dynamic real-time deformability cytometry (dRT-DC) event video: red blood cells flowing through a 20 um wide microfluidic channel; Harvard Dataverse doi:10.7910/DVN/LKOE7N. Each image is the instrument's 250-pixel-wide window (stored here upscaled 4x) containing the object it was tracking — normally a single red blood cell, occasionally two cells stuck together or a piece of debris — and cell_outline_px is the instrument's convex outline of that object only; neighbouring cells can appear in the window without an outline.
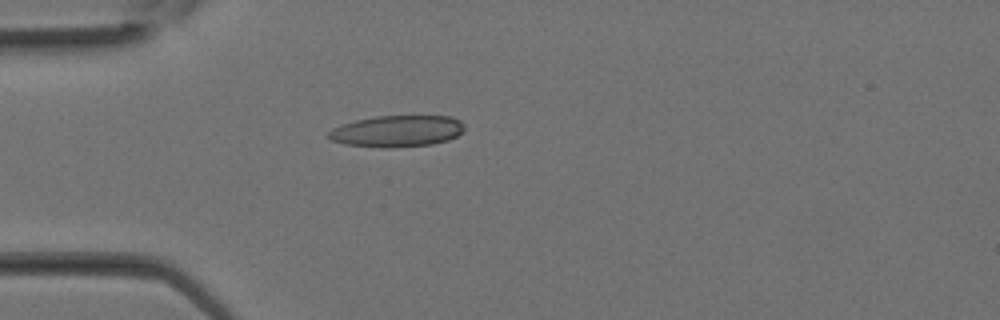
{"species": "Egyptian fruit bat (a non-hibernating species)", "species_latin": "Rousettus aegyptiacus", "temperature_condition": "room temperature", "stored_images_in_passage": 20, "camera_frame_rate_fps": 3000, "um_per_image_px": 0.085, "animal": {"sex": "female"}, "frame": {"image": 1, "passage_image": 1, "time_ms": 0.0, "image_size_px": [1000, 320], "cell_outline_px": [[464, 132], [448, 140], [432, 144], [392, 148], [380, 148], [344, 144], [332, 140], [328, 136], [328, 132], [332, 128], [340, 124], [356, 120], [376, 116], [452, 116], [460, 120], [464, 124]], "centroid_in_image_um": [33.76, 11.15], "position_along_channel_um": 51.2, "area_um2": 25.2}}
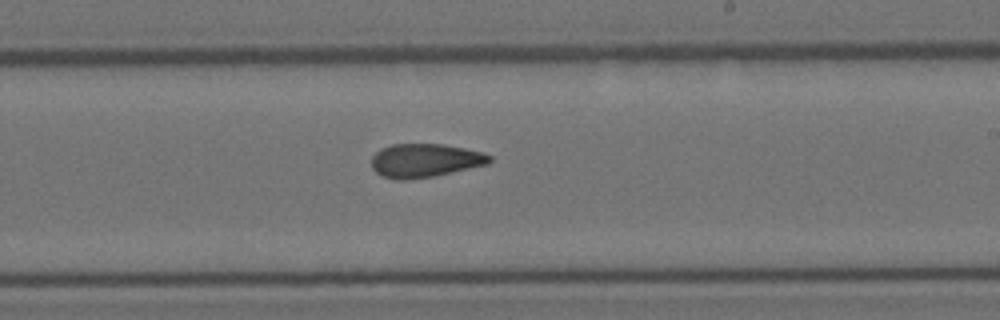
{"frame": {"image": 2, "passage_image": 11, "time_ms": 3.333, "image_size_px": [1000, 320], "cell_outline_px": [[492, 160], [488, 164], [432, 176], [404, 180], [396, 180], [384, 176], [376, 172], [372, 168], [372, 156], [380, 148], [392, 144], [440, 144], [464, 148], [484, 152], [492, 156]], "centroid_in_image_um": [36.12, 13.63], "position_along_channel_um": 252.9, "area_um2": 23.0}}
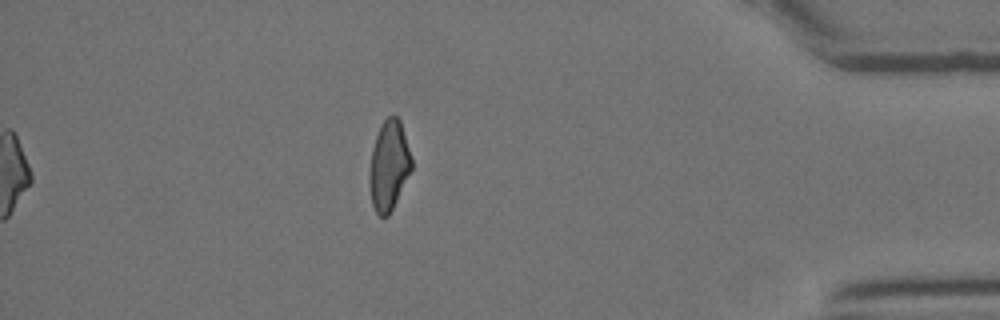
{"frame": {"image": 3, "passage_image": 20, "time_ms": 6.333, "image_size_px": [1000, 320], "cell_outline_px": [[412, 168], [388, 216], [380, 216], [376, 212], [372, 204], [368, 180], [368, 172], [372, 148], [380, 124], [388, 116], [396, 116], [400, 120], [412, 156]], "centroid_in_image_um": [33.04, 14.04], "position_along_channel_um": 402.2, "area_um2": 22.02}}